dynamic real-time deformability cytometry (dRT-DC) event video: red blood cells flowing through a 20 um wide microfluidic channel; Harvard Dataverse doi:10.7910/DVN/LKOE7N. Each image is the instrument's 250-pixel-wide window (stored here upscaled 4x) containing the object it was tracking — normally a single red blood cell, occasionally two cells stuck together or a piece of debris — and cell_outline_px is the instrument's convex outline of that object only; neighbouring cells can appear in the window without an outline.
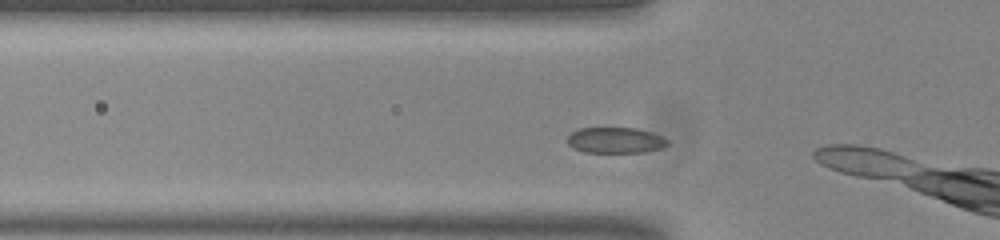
{"species": "common noctule bat (a hibernating species)", "species_latin": "Nyctalus noctula", "temperature_condition": "room temperature", "stored_images_in_passage": 6, "camera_frame_rate_fps": 3000, "um_per_image_px": 0.085, "animal": {"sex": "male", "body_mass_g": 20.0, "forearm_length_mm": 53.3}, "frame": {"image": 1, "passage_image": 4, "time_ms": 1.0, "image_size_px": [1000, 240], "cell_outline_px": [[668, 144], [660, 148], [644, 152], [584, 152], [572, 148], [568, 144], [568, 136], [572, 132], [580, 128], [636, 128], [652, 132], [668, 140]], "centroid_in_image_um": [52.29, 11.92], "position_along_channel_um": 73.5, "area_um2": 14.97}}